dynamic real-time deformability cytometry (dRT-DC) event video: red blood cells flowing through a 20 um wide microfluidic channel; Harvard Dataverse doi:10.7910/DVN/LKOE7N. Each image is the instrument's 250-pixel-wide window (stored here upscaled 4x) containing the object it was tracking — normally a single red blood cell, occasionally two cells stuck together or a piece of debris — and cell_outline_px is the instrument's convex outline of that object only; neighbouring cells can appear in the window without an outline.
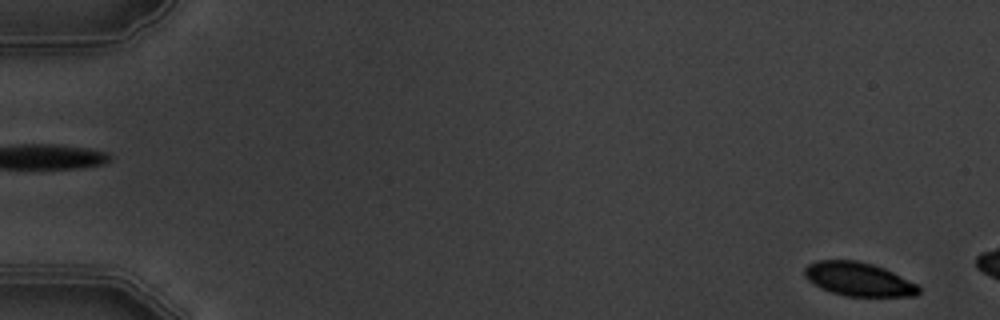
{"species": "common noctule bat (a hibernating species)", "species_latin": "Nyctalus noctula", "temperature_condition": "warm", "stored_images_in_passage": 5, "segment_of_instrument_passage": [2, 2], "camera_frame_rate_fps": 3000, "um_per_image_px": 0.085, "animal": {"sex": "male", "body_mass_g": 19.5, "forearm_length_mm": 54.6}, "frame": {"image": 1, "passage_image": 5, "time_ms": 5.333, "image_size_px": [1000, 320], "cell_outline_px": [[920, 292], [916, 296], [844, 296], [820, 288], [808, 280], [804, 276], [804, 268], [808, 264], [816, 260], [856, 260], [872, 264], [884, 268], [916, 284], [920, 288]], "centroid_in_image_um": [72.94, 23.73], "position_along_channel_um": 12.1, "area_um2": 22.37}}